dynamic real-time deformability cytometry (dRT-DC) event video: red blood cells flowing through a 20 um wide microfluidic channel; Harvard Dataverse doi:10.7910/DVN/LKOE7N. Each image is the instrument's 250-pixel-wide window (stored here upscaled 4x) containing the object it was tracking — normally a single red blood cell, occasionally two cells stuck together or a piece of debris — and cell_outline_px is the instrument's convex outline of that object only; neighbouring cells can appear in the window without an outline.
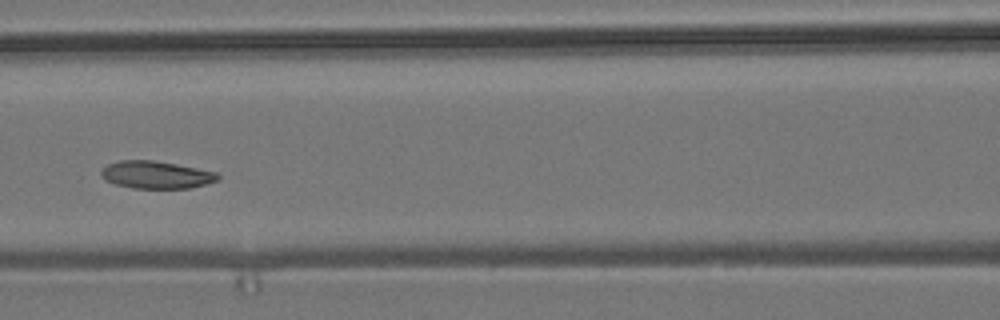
{"species": "common noctule bat (a hibernating species)", "species_latin": "Nyctalus noctula", "temperature_condition": "room temperature", "stored_images_in_passage": 9, "camera_frame_rate_fps": 3000, "um_per_image_px": 0.085, "animal": {"sex": "male", "body_mass_g": 19.2, "forearm_length_mm": 51.8}, "frame": {"image": 1, "passage_image": 7, "time_ms": 2.0, "image_size_px": [1000, 320], "cell_outline_px": [[220, 176], [216, 180], [204, 184], [188, 188], [132, 188], [116, 184], [104, 180], [100, 176], [100, 172], [108, 164], [120, 160], [152, 160], [176, 164], [216, 172]], "centroid_in_image_um": [13.22, 14.85], "position_along_channel_um": 153.4, "area_um2": 18.5}}
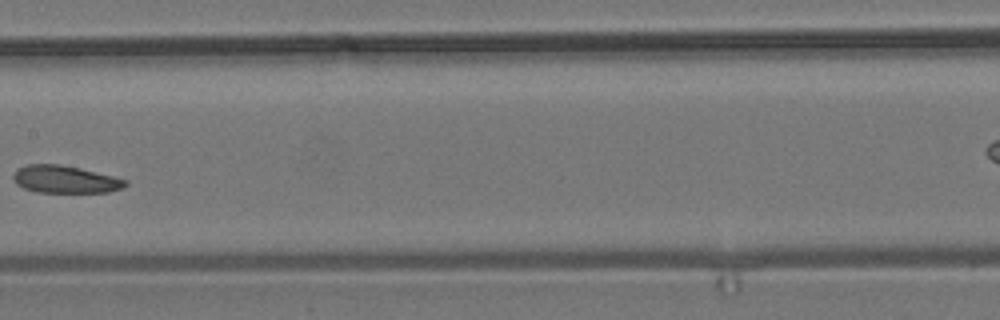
{"frame": {"image": 2, "passage_image": 8, "time_ms": 2.333, "image_size_px": [1000, 320], "cell_outline_px": [[128, 184], [124, 188], [108, 192], [36, 192], [24, 188], [16, 184], [12, 176], [16, 168], [28, 164], [60, 164], [80, 168], [128, 180]], "centroid_in_image_um": [5.52, 15.24], "position_along_channel_um": 201.9, "area_um2": 18.03}}
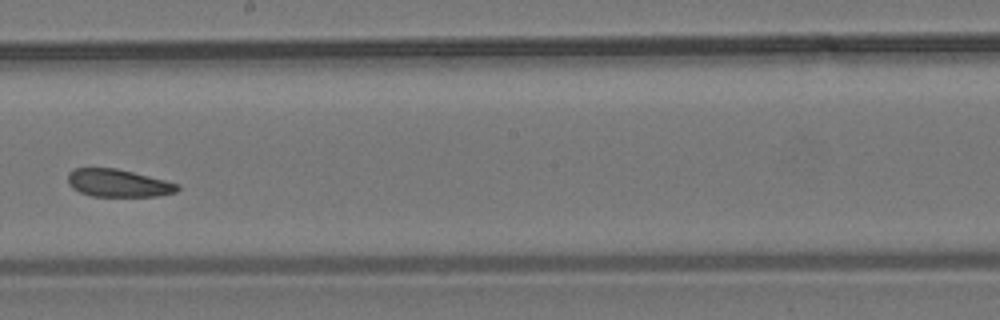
{"frame": {"image": 3, "passage_image": 9, "time_ms": 2.667, "image_size_px": [1000, 320], "cell_outline_px": [[180, 188], [176, 192], [156, 196], [92, 196], [80, 192], [72, 188], [68, 184], [68, 172], [72, 168], [116, 168], [180, 184]], "centroid_in_image_um": [10.02, 15.56], "position_along_channel_um": 238.2, "area_um2": 17.63}}